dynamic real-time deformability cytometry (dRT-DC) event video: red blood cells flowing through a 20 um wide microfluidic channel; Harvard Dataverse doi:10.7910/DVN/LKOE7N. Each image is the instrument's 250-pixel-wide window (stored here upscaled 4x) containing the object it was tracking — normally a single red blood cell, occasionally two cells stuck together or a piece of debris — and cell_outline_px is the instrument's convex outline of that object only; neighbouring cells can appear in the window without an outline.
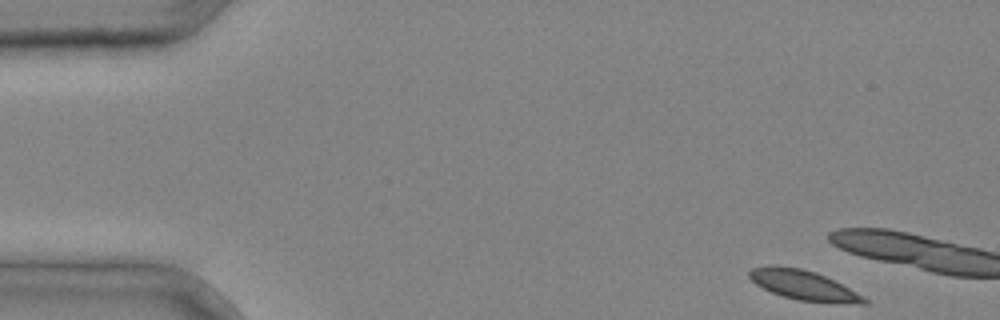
{"species": "common noctule bat (a hibernating species)", "species_latin": "Nyctalus noctula", "temperature_condition": "cold", "stored_images_in_passage": 4, "camera_frame_rate_fps": 3000, "um_per_image_px": 0.085, "animal": {"sex": "male", "body_mass_g": 20.4}, "frame": {"image": 1, "passage_image": 1, "time_ms": 0.0, "image_size_px": [1000, 320], "cell_outline_px": [[868, 304], [860, 304], [796, 300], [772, 292], [756, 284], [748, 276], [748, 272], [752, 268], [768, 264], [772, 264], [800, 268], [816, 272], [848, 288], [868, 300]], "centroid_in_image_um": [68.24, 24.22], "position_along_channel_um": 16.8, "area_um2": 19.59}}